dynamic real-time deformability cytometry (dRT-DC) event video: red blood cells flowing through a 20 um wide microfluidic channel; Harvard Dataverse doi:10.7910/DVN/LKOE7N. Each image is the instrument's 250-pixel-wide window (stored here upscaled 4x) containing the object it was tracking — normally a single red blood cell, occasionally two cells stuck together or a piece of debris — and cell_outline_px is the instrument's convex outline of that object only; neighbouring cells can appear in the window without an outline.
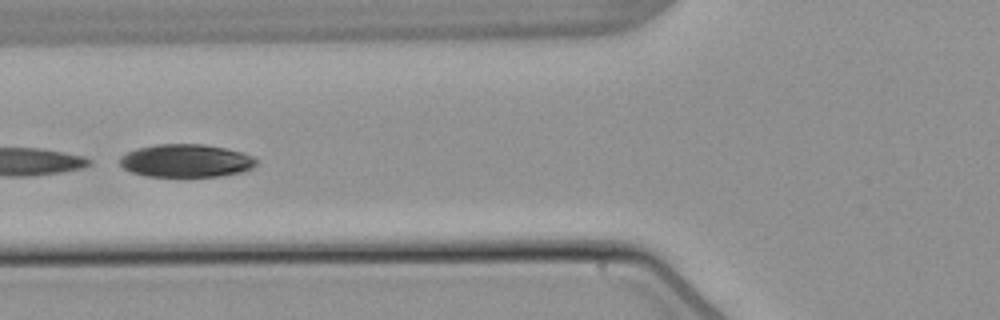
{"species": "common noctule bat (a hibernating species)", "species_latin": "Nyctalus noctula", "temperature_condition": "warm", "stored_images_in_passage": 5, "camera_frame_rate_fps": 3000, "um_per_image_px": 0.085, "animal": {"sex": "male", "body_mass_g": 21.5, "forearm_length_mm": 52.0}, "frame": {"image": 1, "passage_image": 5, "time_ms": 5.0, "image_size_px": [1000, 320], "cell_outline_px": [[256, 164], [252, 168], [244, 172], [220, 176], [144, 176], [132, 172], [124, 168], [120, 164], [120, 156], [136, 148], [156, 144], [204, 144], [244, 152], [252, 156], [256, 160]], "centroid_in_image_um": [15.82, 13.66], "position_along_channel_um": 110.0, "area_um2": 26.3}}